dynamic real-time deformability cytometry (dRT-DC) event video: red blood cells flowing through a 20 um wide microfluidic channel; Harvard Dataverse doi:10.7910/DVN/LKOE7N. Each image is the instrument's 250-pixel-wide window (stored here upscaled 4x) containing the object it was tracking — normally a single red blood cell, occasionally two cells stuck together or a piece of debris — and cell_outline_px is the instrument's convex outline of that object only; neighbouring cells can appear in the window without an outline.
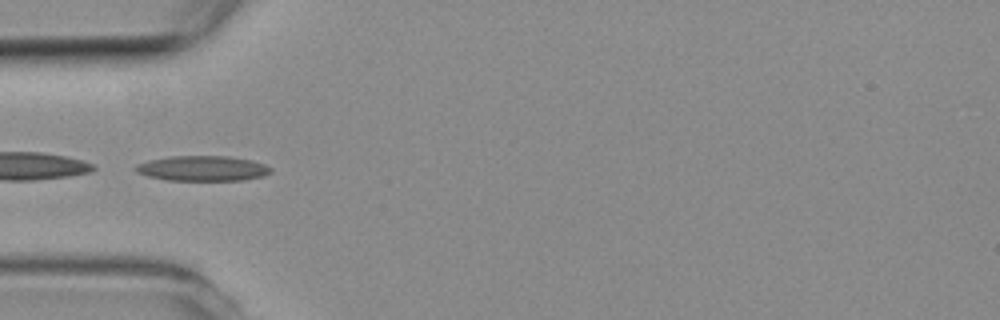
{"species": "common noctule bat (a hibernating species)", "species_latin": "Nyctalus noctula", "temperature_condition": "room temperature", "stored_images_in_passage": 6, "camera_frame_rate_fps": 3000, "um_per_image_px": 0.085, "animal": {"sex": "female", "body_mass_g": 19.3, "forearm_length_mm": 54.1}, "frame": {"image": 1, "passage_image": 5, "time_ms": 5.0, "image_size_px": [1000, 320], "cell_outline_px": [[272, 172], [264, 176], [244, 180], [164, 180], [148, 176], [136, 172], [132, 168], [136, 164], [148, 160], [172, 156], [228, 156], [252, 160], [264, 164], [272, 168]], "centroid_in_image_um": [17.21, 14.31], "position_along_channel_um": 67.8, "area_um2": 20.0}}
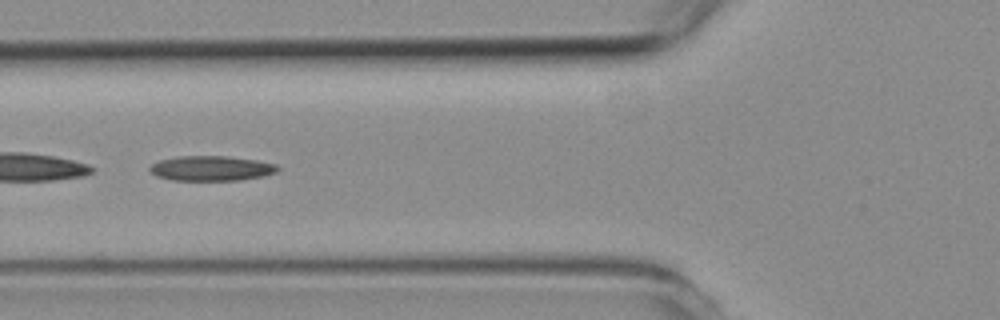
{"frame": {"image": 2, "passage_image": 6, "time_ms": 6.0, "image_size_px": [1000, 320], "cell_outline_px": [[280, 168], [276, 172], [264, 176], [240, 180], [172, 180], [156, 176], [148, 168], [152, 164], [160, 160], [176, 156], [228, 156], [256, 160], [276, 164]], "centroid_in_image_um": [17.97, 14.3], "position_along_channel_um": 107.8, "area_um2": 18.61}}